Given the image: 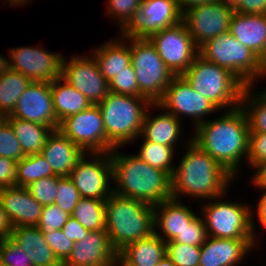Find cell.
<instances>
[{"mask_svg":"<svg viewBox=\"0 0 266 266\" xmlns=\"http://www.w3.org/2000/svg\"><path fill=\"white\" fill-rule=\"evenodd\" d=\"M193 141L235 177L243 157L247 160L249 120L242 105L218 119L205 120L194 129Z\"/></svg>","mask_w":266,"mask_h":266,"instance_id":"1","label":"cell"},{"mask_svg":"<svg viewBox=\"0 0 266 266\" xmlns=\"http://www.w3.org/2000/svg\"><path fill=\"white\" fill-rule=\"evenodd\" d=\"M187 152L171 176L172 198L183 194L201 199H215L226 195L234 177L192 139Z\"/></svg>","mask_w":266,"mask_h":266,"instance_id":"2","label":"cell"},{"mask_svg":"<svg viewBox=\"0 0 266 266\" xmlns=\"http://www.w3.org/2000/svg\"><path fill=\"white\" fill-rule=\"evenodd\" d=\"M113 193L155 206L172 198L171 176L151 167L135 154L118 153L117 147L110 152ZM114 180V181H113Z\"/></svg>","mask_w":266,"mask_h":266,"instance_id":"3","label":"cell"},{"mask_svg":"<svg viewBox=\"0 0 266 266\" xmlns=\"http://www.w3.org/2000/svg\"><path fill=\"white\" fill-rule=\"evenodd\" d=\"M105 216L106 231L117 252L155 232L154 208L140 200L112 193L105 201Z\"/></svg>","mask_w":266,"mask_h":266,"instance_id":"4","label":"cell"},{"mask_svg":"<svg viewBox=\"0 0 266 266\" xmlns=\"http://www.w3.org/2000/svg\"><path fill=\"white\" fill-rule=\"evenodd\" d=\"M182 76L192 89L219 110L228 106L227 110H230L241 105L246 85L231 71L204 59L199 54Z\"/></svg>","mask_w":266,"mask_h":266,"instance_id":"5","label":"cell"},{"mask_svg":"<svg viewBox=\"0 0 266 266\" xmlns=\"http://www.w3.org/2000/svg\"><path fill=\"white\" fill-rule=\"evenodd\" d=\"M97 105L102 114L106 137L117 148L140 136L145 109L156 108L155 103L146 97L113 92H109Z\"/></svg>","mask_w":266,"mask_h":266,"instance_id":"6","label":"cell"},{"mask_svg":"<svg viewBox=\"0 0 266 266\" xmlns=\"http://www.w3.org/2000/svg\"><path fill=\"white\" fill-rule=\"evenodd\" d=\"M199 55L231 71L246 86H253L255 78L266 76V64L230 32L206 41L199 47Z\"/></svg>","mask_w":266,"mask_h":266,"instance_id":"7","label":"cell"},{"mask_svg":"<svg viewBox=\"0 0 266 266\" xmlns=\"http://www.w3.org/2000/svg\"><path fill=\"white\" fill-rule=\"evenodd\" d=\"M130 43L131 64L136 73L139 96L146 97L151 103H158L175 75L148 38L130 35Z\"/></svg>","mask_w":266,"mask_h":266,"instance_id":"8","label":"cell"},{"mask_svg":"<svg viewBox=\"0 0 266 266\" xmlns=\"http://www.w3.org/2000/svg\"><path fill=\"white\" fill-rule=\"evenodd\" d=\"M204 204L202 218L207 236L223 239H257L252 209L247 204L223 201ZM219 199V200H218ZM255 234V235H254Z\"/></svg>","mask_w":266,"mask_h":266,"instance_id":"9","label":"cell"},{"mask_svg":"<svg viewBox=\"0 0 266 266\" xmlns=\"http://www.w3.org/2000/svg\"><path fill=\"white\" fill-rule=\"evenodd\" d=\"M58 129L86 154L110 153L115 148L106 137L98 105L66 117Z\"/></svg>","mask_w":266,"mask_h":266,"instance_id":"10","label":"cell"},{"mask_svg":"<svg viewBox=\"0 0 266 266\" xmlns=\"http://www.w3.org/2000/svg\"><path fill=\"white\" fill-rule=\"evenodd\" d=\"M148 39L174 75H182L199 54V48L195 45L183 21L159 30Z\"/></svg>","mask_w":266,"mask_h":266,"instance_id":"11","label":"cell"},{"mask_svg":"<svg viewBox=\"0 0 266 266\" xmlns=\"http://www.w3.org/2000/svg\"><path fill=\"white\" fill-rule=\"evenodd\" d=\"M233 13L229 1L223 0L188 8L183 12L182 21L199 48L219 34L229 32Z\"/></svg>","mask_w":266,"mask_h":266,"instance_id":"12","label":"cell"},{"mask_svg":"<svg viewBox=\"0 0 266 266\" xmlns=\"http://www.w3.org/2000/svg\"><path fill=\"white\" fill-rule=\"evenodd\" d=\"M90 156L93 159L87 160L84 154L69 177L81 198L106 200L113 193V187L108 184L113 179L110 153H91Z\"/></svg>","mask_w":266,"mask_h":266,"instance_id":"13","label":"cell"},{"mask_svg":"<svg viewBox=\"0 0 266 266\" xmlns=\"http://www.w3.org/2000/svg\"><path fill=\"white\" fill-rule=\"evenodd\" d=\"M155 106L157 109L167 110L179 120L183 114L191 117L194 120V129L205 121V115L218 111L209 100L192 89L182 75L172 78L163 98Z\"/></svg>","mask_w":266,"mask_h":266,"instance_id":"14","label":"cell"},{"mask_svg":"<svg viewBox=\"0 0 266 266\" xmlns=\"http://www.w3.org/2000/svg\"><path fill=\"white\" fill-rule=\"evenodd\" d=\"M10 69L22 73L32 82H49L62 77L63 55L42 47H17L10 51Z\"/></svg>","mask_w":266,"mask_h":266,"instance_id":"15","label":"cell"},{"mask_svg":"<svg viewBox=\"0 0 266 266\" xmlns=\"http://www.w3.org/2000/svg\"><path fill=\"white\" fill-rule=\"evenodd\" d=\"M63 58L62 78L83 94L92 105H97L110 92L109 82L103 77L94 57L75 56L69 63Z\"/></svg>","mask_w":266,"mask_h":266,"instance_id":"16","label":"cell"},{"mask_svg":"<svg viewBox=\"0 0 266 266\" xmlns=\"http://www.w3.org/2000/svg\"><path fill=\"white\" fill-rule=\"evenodd\" d=\"M9 116L50 126L57 130L60 122L54 112L50 83L31 82L19 97Z\"/></svg>","mask_w":266,"mask_h":266,"instance_id":"17","label":"cell"},{"mask_svg":"<svg viewBox=\"0 0 266 266\" xmlns=\"http://www.w3.org/2000/svg\"><path fill=\"white\" fill-rule=\"evenodd\" d=\"M117 263L118 252L112 247L107 231L97 230L74 242L63 266H116Z\"/></svg>","mask_w":266,"mask_h":266,"instance_id":"18","label":"cell"},{"mask_svg":"<svg viewBox=\"0 0 266 266\" xmlns=\"http://www.w3.org/2000/svg\"><path fill=\"white\" fill-rule=\"evenodd\" d=\"M183 13L174 0H143L139 17L127 32L135 38H149L182 21Z\"/></svg>","mask_w":266,"mask_h":266,"instance_id":"19","label":"cell"},{"mask_svg":"<svg viewBox=\"0 0 266 266\" xmlns=\"http://www.w3.org/2000/svg\"><path fill=\"white\" fill-rule=\"evenodd\" d=\"M254 239L208 236L201 246L199 266H236L255 245Z\"/></svg>","mask_w":266,"mask_h":266,"instance_id":"20","label":"cell"},{"mask_svg":"<svg viewBox=\"0 0 266 266\" xmlns=\"http://www.w3.org/2000/svg\"><path fill=\"white\" fill-rule=\"evenodd\" d=\"M0 200L13 227L37 225L43 206L26 187L13 186L0 189Z\"/></svg>","mask_w":266,"mask_h":266,"instance_id":"21","label":"cell"},{"mask_svg":"<svg viewBox=\"0 0 266 266\" xmlns=\"http://www.w3.org/2000/svg\"><path fill=\"white\" fill-rule=\"evenodd\" d=\"M180 200L170 198L153 206L155 233L166 243L173 241L198 216ZM158 228L163 236L157 232Z\"/></svg>","mask_w":266,"mask_h":266,"instance_id":"22","label":"cell"},{"mask_svg":"<svg viewBox=\"0 0 266 266\" xmlns=\"http://www.w3.org/2000/svg\"><path fill=\"white\" fill-rule=\"evenodd\" d=\"M229 32L266 64V14L234 12Z\"/></svg>","mask_w":266,"mask_h":266,"instance_id":"23","label":"cell"},{"mask_svg":"<svg viewBox=\"0 0 266 266\" xmlns=\"http://www.w3.org/2000/svg\"><path fill=\"white\" fill-rule=\"evenodd\" d=\"M40 154L56 175L69 176L86 153L57 129L49 135Z\"/></svg>","mask_w":266,"mask_h":266,"instance_id":"24","label":"cell"},{"mask_svg":"<svg viewBox=\"0 0 266 266\" xmlns=\"http://www.w3.org/2000/svg\"><path fill=\"white\" fill-rule=\"evenodd\" d=\"M10 238L30 257L33 266H63L36 226L14 227Z\"/></svg>","mask_w":266,"mask_h":266,"instance_id":"25","label":"cell"},{"mask_svg":"<svg viewBox=\"0 0 266 266\" xmlns=\"http://www.w3.org/2000/svg\"><path fill=\"white\" fill-rule=\"evenodd\" d=\"M166 256V242L155 232L134 242H130L118 252L116 266H154Z\"/></svg>","mask_w":266,"mask_h":266,"instance_id":"26","label":"cell"},{"mask_svg":"<svg viewBox=\"0 0 266 266\" xmlns=\"http://www.w3.org/2000/svg\"><path fill=\"white\" fill-rule=\"evenodd\" d=\"M120 34H122L121 37L123 36L122 39L120 37L121 41L114 39L115 41L111 40L104 43V45L96 48L92 54L101 74L108 82L131 63L130 35L127 32Z\"/></svg>","mask_w":266,"mask_h":266,"instance_id":"27","label":"cell"},{"mask_svg":"<svg viewBox=\"0 0 266 266\" xmlns=\"http://www.w3.org/2000/svg\"><path fill=\"white\" fill-rule=\"evenodd\" d=\"M164 111L152 118L146 111L140 136L147 141L175 148L177 140H180L181 120Z\"/></svg>","mask_w":266,"mask_h":266,"instance_id":"28","label":"cell"},{"mask_svg":"<svg viewBox=\"0 0 266 266\" xmlns=\"http://www.w3.org/2000/svg\"><path fill=\"white\" fill-rule=\"evenodd\" d=\"M53 107L57 120L61 122L66 117L88 109L92 103L77 89L62 77L50 83Z\"/></svg>","mask_w":266,"mask_h":266,"instance_id":"29","label":"cell"},{"mask_svg":"<svg viewBox=\"0 0 266 266\" xmlns=\"http://www.w3.org/2000/svg\"><path fill=\"white\" fill-rule=\"evenodd\" d=\"M6 121L12 127L25 156L41 153L47 138L54 130L50 126L10 117L9 115L6 116Z\"/></svg>","mask_w":266,"mask_h":266,"instance_id":"30","label":"cell"},{"mask_svg":"<svg viewBox=\"0 0 266 266\" xmlns=\"http://www.w3.org/2000/svg\"><path fill=\"white\" fill-rule=\"evenodd\" d=\"M31 80L18 71L9 69L0 75V114L10 115Z\"/></svg>","mask_w":266,"mask_h":266,"instance_id":"31","label":"cell"},{"mask_svg":"<svg viewBox=\"0 0 266 266\" xmlns=\"http://www.w3.org/2000/svg\"><path fill=\"white\" fill-rule=\"evenodd\" d=\"M105 201L81 198L71 216L89 231L106 230Z\"/></svg>","mask_w":266,"mask_h":266,"instance_id":"32","label":"cell"},{"mask_svg":"<svg viewBox=\"0 0 266 266\" xmlns=\"http://www.w3.org/2000/svg\"><path fill=\"white\" fill-rule=\"evenodd\" d=\"M16 186L26 187L44 177L55 176L47 160L39 153L17 161Z\"/></svg>","mask_w":266,"mask_h":266,"instance_id":"33","label":"cell"},{"mask_svg":"<svg viewBox=\"0 0 266 266\" xmlns=\"http://www.w3.org/2000/svg\"><path fill=\"white\" fill-rule=\"evenodd\" d=\"M252 87H245L241 105L247 114L250 132L266 133V90L254 95Z\"/></svg>","mask_w":266,"mask_h":266,"instance_id":"34","label":"cell"},{"mask_svg":"<svg viewBox=\"0 0 266 266\" xmlns=\"http://www.w3.org/2000/svg\"><path fill=\"white\" fill-rule=\"evenodd\" d=\"M174 153V148L171 146L153 143L144 139L139 153L135 155L148 163L151 167L163 170L172 176L175 168V166L172 165Z\"/></svg>","mask_w":266,"mask_h":266,"instance_id":"35","label":"cell"},{"mask_svg":"<svg viewBox=\"0 0 266 266\" xmlns=\"http://www.w3.org/2000/svg\"><path fill=\"white\" fill-rule=\"evenodd\" d=\"M143 0H108L107 13L120 24V33L128 32L139 17Z\"/></svg>","mask_w":266,"mask_h":266,"instance_id":"36","label":"cell"},{"mask_svg":"<svg viewBox=\"0 0 266 266\" xmlns=\"http://www.w3.org/2000/svg\"><path fill=\"white\" fill-rule=\"evenodd\" d=\"M201 246L183 243H166V256L176 266H199Z\"/></svg>","mask_w":266,"mask_h":266,"instance_id":"37","label":"cell"},{"mask_svg":"<svg viewBox=\"0 0 266 266\" xmlns=\"http://www.w3.org/2000/svg\"><path fill=\"white\" fill-rule=\"evenodd\" d=\"M62 176H49L31 182L26 186L29 193L42 205L49 206L54 204L57 195L58 180Z\"/></svg>","mask_w":266,"mask_h":266,"instance_id":"38","label":"cell"},{"mask_svg":"<svg viewBox=\"0 0 266 266\" xmlns=\"http://www.w3.org/2000/svg\"><path fill=\"white\" fill-rule=\"evenodd\" d=\"M80 199V193L70 177L62 176L58 180L57 195L54 204L69 215H72L74 208Z\"/></svg>","mask_w":266,"mask_h":266,"instance_id":"39","label":"cell"},{"mask_svg":"<svg viewBox=\"0 0 266 266\" xmlns=\"http://www.w3.org/2000/svg\"><path fill=\"white\" fill-rule=\"evenodd\" d=\"M110 92L129 96H139V86L133 65L130 63L109 81Z\"/></svg>","mask_w":266,"mask_h":266,"instance_id":"40","label":"cell"},{"mask_svg":"<svg viewBox=\"0 0 266 266\" xmlns=\"http://www.w3.org/2000/svg\"><path fill=\"white\" fill-rule=\"evenodd\" d=\"M0 263L5 266H33L30 257L10 237L0 240Z\"/></svg>","mask_w":266,"mask_h":266,"instance_id":"41","label":"cell"},{"mask_svg":"<svg viewBox=\"0 0 266 266\" xmlns=\"http://www.w3.org/2000/svg\"><path fill=\"white\" fill-rule=\"evenodd\" d=\"M0 156L15 161H19L25 156L19 140L6 120L0 125Z\"/></svg>","mask_w":266,"mask_h":266,"instance_id":"42","label":"cell"},{"mask_svg":"<svg viewBox=\"0 0 266 266\" xmlns=\"http://www.w3.org/2000/svg\"><path fill=\"white\" fill-rule=\"evenodd\" d=\"M69 216L55 204L43 206L36 227L42 232L60 230L66 224Z\"/></svg>","mask_w":266,"mask_h":266,"instance_id":"43","label":"cell"},{"mask_svg":"<svg viewBox=\"0 0 266 266\" xmlns=\"http://www.w3.org/2000/svg\"><path fill=\"white\" fill-rule=\"evenodd\" d=\"M48 246L57 259L63 264L70 256L74 242L66 236L62 229L42 232Z\"/></svg>","mask_w":266,"mask_h":266,"instance_id":"44","label":"cell"},{"mask_svg":"<svg viewBox=\"0 0 266 266\" xmlns=\"http://www.w3.org/2000/svg\"><path fill=\"white\" fill-rule=\"evenodd\" d=\"M207 237L204 220L197 216L173 241L167 243L202 246Z\"/></svg>","mask_w":266,"mask_h":266,"instance_id":"45","label":"cell"},{"mask_svg":"<svg viewBox=\"0 0 266 266\" xmlns=\"http://www.w3.org/2000/svg\"><path fill=\"white\" fill-rule=\"evenodd\" d=\"M247 160L250 166L266 162V133L249 132Z\"/></svg>","mask_w":266,"mask_h":266,"instance_id":"46","label":"cell"},{"mask_svg":"<svg viewBox=\"0 0 266 266\" xmlns=\"http://www.w3.org/2000/svg\"><path fill=\"white\" fill-rule=\"evenodd\" d=\"M17 161L0 156V189L16 186Z\"/></svg>","mask_w":266,"mask_h":266,"instance_id":"47","label":"cell"},{"mask_svg":"<svg viewBox=\"0 0 266 266\" xmlns=\"http://www.w3.org/2000/svg\"><path fill=\"white\" fill-rule=\"evenodd\" d=\"M234 12L266 14V0H228Z\"/></svg>","mask_w":266,"mask_h":266,"instance_id":"48","label":"cell"},{"mask_svg":"<svg viewBox=\"0 0 266 266\" xmlns=\"http://www.w3.org/2000/svg\"><path fill=\"white\" fill-rule=\"evenodd\" d=\"M63 233L73 242L82 240L87 236L89 230L85 229L74 217L69 216L66 224L62 227Z\"/></svg>","mask_w":266,"mask_h":266,"instance_id":"49","label":"cell"},{"mask_svg":"<svg viewBox=\"0 0 266 266\" xmlns=\"http://www.w3.org/2000/svg\"><path fill=\"white\" fill-rule=\"evenodd\" d=\"M13 225L0 200V240L11 236Z\"/></svg>","mask_w":266,"mask_h":266,"instance_id":"50","label":"cell"},{"mask_svg":"<svg viewBox=\"0 0 266 266\" xmlns=\"http://www.w3.org/2000/svg\"><path fill=\"white\" fill-rule=\"evenodd\" d=\"M252 167L253 170L256 169L255 174H253L252 183H254L257 188H260V190L262 189L266 192V162Z\"/></svg>","mask_w":266,"mask_h":266,"instance_id":"51","label":"cell"},{"mask_svg":"<svg viewBox=\"0 0 266 266\" xmlns=\"http://www.w3.org/2000/svg\"><path fill=\"white\" fill-rule=\"evenodd\" d=\"M257 219L260 221V225H262L263 228L266 229V192L261 195V198L259 199L257 203Z\"/></svg>","mask_w":266,"mask_h":266,"instance_id":"52","label":"cell"},{"mask_svg":"<svg viewBox=\"0 0 266 266\" xmlns=\"http://www.w3.org/2000/svg\"><path fill=\"white\" fill-rule=\"evenodd\" d=\"M174 1L176 2L178 8L183 13L188 8H191L194 6L207 4V3H215L217 1H223V0H174Z\"/></svg>","mask_w":266,"mask_h":266,"instance_id":"53","label":"cell"},{"mask_svg":"<svg viewBox=\"0 0 266 266\" xmlns=\"http://www.w3.org/2000/svg\"><path fill=\"white\" fill-rule=\"evenodd\" d=\"M10 60L0 55V75L10 69Z\"/></svg>","mask_w":266,"mask_h":266,"instance_id":"54","label":"cell"},{"mask_svg":"<svg viewBox=\"0 0 266 266\" xmlns=\"http://www.w3.org/2000/svg\"><path fill=\"white\" fill-rule=\"evenodd\" d=\"M154 266H176L168 256H164L158 263Z\"/></svg>","mask_w":266,"mask_h":266,"instance_id":"55","label":"cell"},{"mask_svg":"<svg viewBox=\"0 0 266 266\" xmlns=\"http://www.w3.org/2000/svg\"><path fill=\"white\" fill-rule=\"evenodd\" d=\"M6 1H9V4L11 3V5L15 4V5L19 6L21 4H26L30 0H6Z\"/></svg>","mask_w":266,"mask_h":266,"instance_id":"56","label":"cell"},{"mask_svg":"<svg viewBox=\"0 0 266 266\" xmlns=\"http://www.w3.org/2000/svg\"><path fill=\"white\" fill-rule=\"evenodd\" d=\"M6 120V116L0 114V125Z\"/></svg>","mask_w":266,"mask_h":266,"instance_id":"57","label":"cell"}]
</instances>
